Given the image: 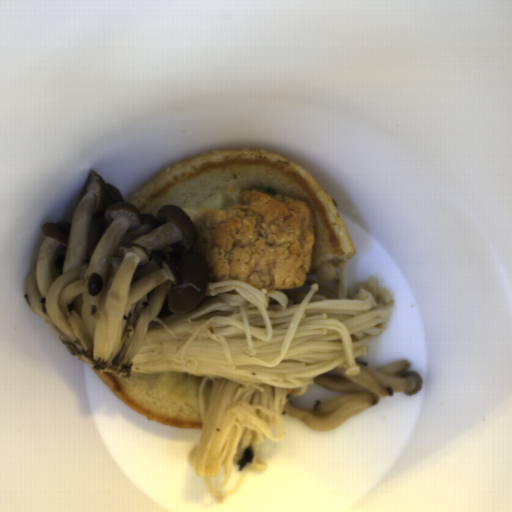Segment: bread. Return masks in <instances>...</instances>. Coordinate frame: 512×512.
Returning <instances> with one entry per match:
<instances>
[{"label":"bread","mask_w":512,"mask_h":512,"mask_svg":"<svg viewBox=\"0 0 512 512\" xmlns=\"http://www.w3.org/2000/svg\"><path fill=\"white\" fill-rule=\"evenodd\" d=\"M258 191L304 201L313 215L308 274L324 264H343L354 254L347 225L326 189L304 168L280 156L259 151L222 149L190 157L162 171L129 203L143 214L163 205L191 206L216 192Z\"/></svg>","instance_id":"obj_1"},{"label":"bread","mask_w":512,"mask_h":512,"mask_svg":"<svg viewBox=\"0 0 512 512\" xmlns=\"http://www.w3.org/2000/svg\"><path fill=\"white\" fill-rule=\"evenodd\" d=\"M90 365V363H89ZM91 370L98 376V378L126 405L139 412L146 418L161 425H167L172 427H188V428H201V422L194 421H179L175 419L164 418L157 413L143 408L137 402H135L121 387L117 380L116 374L106 373L99 369L94 368L90 365Z\"/></svg>","instance_id":"obj_2"}]
</instances>
